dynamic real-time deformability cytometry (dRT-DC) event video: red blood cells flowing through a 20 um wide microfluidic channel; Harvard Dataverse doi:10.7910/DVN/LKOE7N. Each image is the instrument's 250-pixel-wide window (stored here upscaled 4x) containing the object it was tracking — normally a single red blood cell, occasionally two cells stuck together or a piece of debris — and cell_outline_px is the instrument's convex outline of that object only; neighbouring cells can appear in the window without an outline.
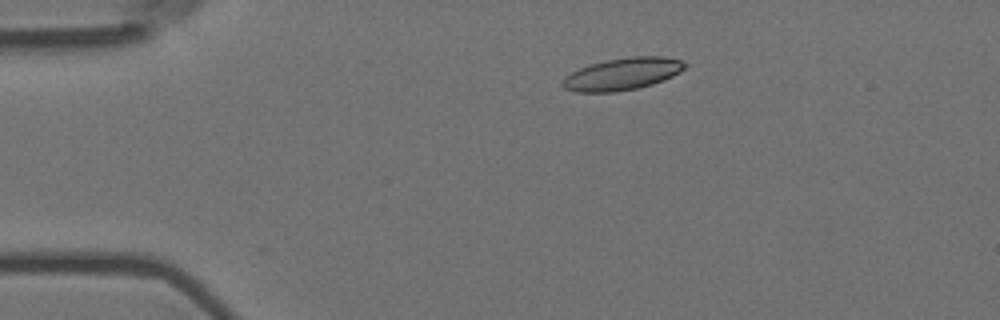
{"species": "Egyptian fruit bat (a non-hibernating species)", "species_latin": "Rousettus aegyptiacus", "temperature_condition": "room temperature", "stored_images_in_passage": 45, "camera_frame_rate_fps": 3000, "um_per_image_px": 0.085, "animal": {"sex": "female"}, "frame": {"image": 1, "passage_image": 1, "time_ms": 0.0, "image_size_px": [1000, 320], "cell_outline_px": [[688, 64], [680, 72], [664, 80], [652, 84], [636, 88], [612, 92], [576, 92], [564, 88], [560, 84], [560, 80], [564, 76], [588, 64], [608, 60], [632, 56], [664, 56], [680, 60]], "centroid_in_image_um": [52.87, 6.29], "position_along_channel_um": 32.1, "area_um2": 22.95}}
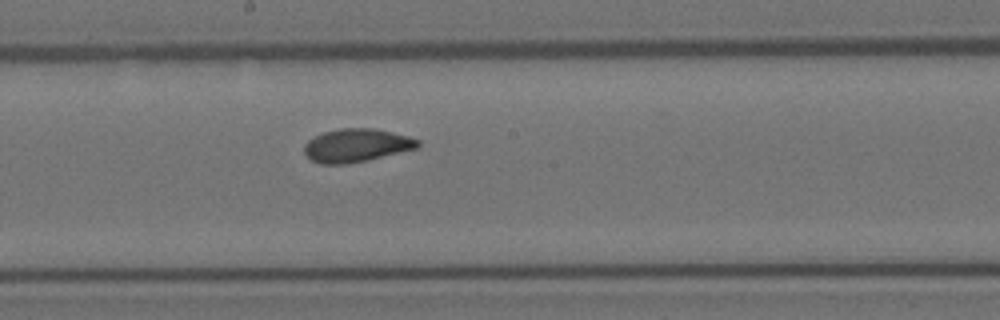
{"frame": {"image": 2, "passage_image": 20, "time_ms": 6.333, "image_size_px": [1000, 320], "cell_outline_px": [[420, 144], [416, 148], [368, 160], [344, 164], [320, 164], [312, 160], [304, 152], [304, 144], [308, 140], [324, 132], [340, 128], [376, 128], [408, 136], [420, 140]], "centroid_in_image_um": [30.29, 12.35], "position_along_channel_um": 217.9, "area_um2": 21.91}}
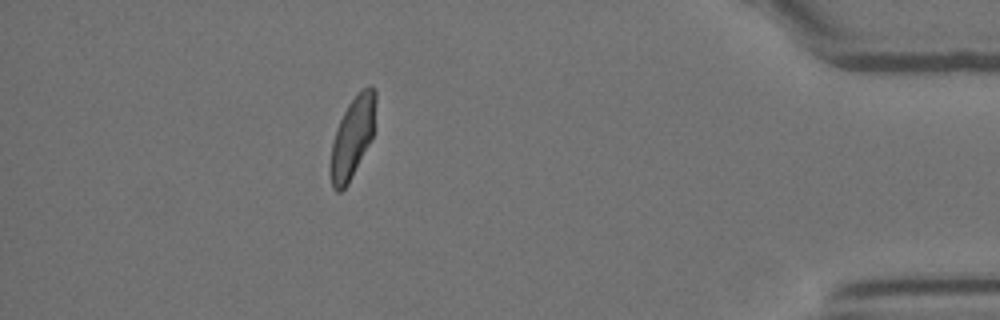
{"frame": {"image": 3, "passage_image": 39, "time_ms": 12.667, "image_size_px": [1000, 320], "cell_outline_px": [[376, 100], [372, 136], [348, 184], [340, 192], [336, 192], [332, 188], [328, 172], [332, 144], [336, 128], [348, 104], [368, 84], [372, 84], [376, 92]], "centroid_in_image_um": [29.92, 11.71], "position_along_channel_um": 405.3, "area_um2": 21.15}, "authors_computed_cell_mechanics": {"area_um2": 21.7906, "velocity_mm_per_s": 3.7102, "shape_relaxation_time_tau1_ms": 5.4666, "shape_relaxation_time_tau2_ms": 1.4173, "deformation_change_tau1": 0.1587, "deformation_change_tau2": 0.07}}